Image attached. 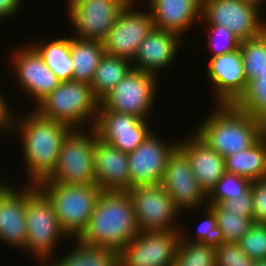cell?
I'll list each match as a JSON object with an SVG mask.
<instances>
[{
	"instance_id": "1",
	"label": "cell",
	"mask_w": 266,
	"mask_h": 266,
	"mask_svg": "<svg viewBox=\"0 0 266 266\" xmlns=\"http://www.w3.org/2000/svg\"><path fill=\"white\" fill-rule=\"evenodd\" d=\"M28 112L16 117L14 130L21 137V155L28 175L25 184L37 185L55 171L62 143L73 129L41 116L33 108Z\"/></svg>"
},
{
	"instance_id": "2",
	"label": "cell",
	"mask_w": 266,
	"mask_h": 266,
	"mask_svg": "<svg viewBox=\"0 0 266 266\" xmlns=\"http://www.w3.org/2000/svg\"><path fill=\"white\" fill-rule=\"evenodd\" d=\"M139 232L128 192L102 191L87 227L77 239L88 245L120 251Z\"/></svg>"
},
{
	"instance_id": "3",
	"label": "cell",
	"mask_w": 266,
	"mask_h": 266,
	"mask_svg": "<svg viewBox=\"0 0 266 266\" xmlns=\"http://www.w3.org/2000/svg\"><path fill=\"white\" fill-rule=\"evenodd\" d=\"M211 109L194 132L224 158L249 149L266 133L263 121L235 105L214 104Z\"/></svg>"
},
{
	"instance_id": "4",
	"label": "cell",
	"mask_w": 266,
	"mask_h": 266,
	"mask_svg": "<svg viewBox=\"0 0 266 266\" xmlns=\"http://www.w3.org/2000/svg\"><path fill=\"white\" fill-rule=\"evenodd\" d=\"M99 105L89 83L71 80L60 82L34 110L72 129H89L94 127Z\"/></svg>"
},
{
	"instance_id": "5",
	"label": "cell",
	"mask_w": 266,
	"mask_h": 266,
	"mask_svg": "<svg viewBox=\"0 0 266 266\" xmlns=\"http://www.w3.org/2000/svg\"><path fill=\"white\" fill-rule=\"evenodd\" d=\"M52 202L59 226L70 240L87 227L102 190L96 185L40 182L36 185Z\"/></svg>"
},
{
	"instance_id": "6",
	"label": "cell",
	"mask_w": 266,
	"mask_h": 266,
	"mask_svg": "<svg viewBox=\"0 0 266 266\" xmlns=\"http://www.w3.org/2000/svg\"><path fill=\"white\" fill-rule=\"evenodd\" d=\"M25 217L27 239L24 252L46 264L56 254V246L64 238L68 241V236L59 226L52 202L37 186L26 195Z\"/></svg>"
},
{
	"instance_id": "7",
	"label": "cell",
	"mask_w": 266,
	"mask_h": 266,
	"mask_svg": "<svg viewBox=\"0 0 266 266\" xmlns=\"http://www.w3.org/2000/svg\"><path fill=\"white\" fill-rule=\"evenodd\" d=\"M96 135L94 128L73 129L62 143L55 171L41 182L96 184L94 173Z\"/></svg>"
},
{
	"instance_id": "8",
	"label": "cell",
	"mask_w": 266,
	"mask_h": 266,
	"mask_svg": "<svg viewBox=\"0 0 266 266\" xmlns=\"http://www.w3.org/2000/svg\"><path fill=\"white\" fill-rule=\"evenodd\" d=\"M157 76L131 68L101 100L99 110H112L149 119L157 96Z\"/></svg>"
},
{
	"instance_id": "9",
	"label": "cell",
	"mask_w": 266,
	"mask_h": 266,
	"mask_svg": "<svg viewBox=\"0 0 266 266\" xmlns=\"http://www.w3.org/2000/svg\"><path fill=\"white\" fill-rule=\"evenodd\" d=\"M127 192L133 204L140 232L180 231L182 225L176 221L179 220L181 211L160 184L135 186Z\"/></svg>"
},
{
	"instance_id": "10",
	"label": "cell",
	"mask_w": 266,
	"mask_h": 266,
	"mask_svg": "<svg viewBox=\"0 0 266 266\" xmlns=\"http://www.w3.org/2000/svg\"><path fill=\"white\" fill-rule=\"evenodd\" d=\"M260 10L242 0H202L201 20L205 24L200 25H223L241 41L253 39L266 30Z\"/></svg>"
},
{
	"instance_id": "11",
	"label": "cell",
	"mask_w": 266,
	"mask_h": 266,
	"mask_svg": "<svg viewBox=\"0 0 266 266\" xmlns=\"http://www.w3.org/2000/svg\"><path fill=\"white\" fill-rule=\"evenodd\" d=\"M73 35L103 42L130 0H65Z\"/></svg>"
},
{
	"instance_id": "12",
	"label": "cell",
	"mask_w": 266,
	"mask_h": 266,
	"mask_svg": "<svg viewBox=\"0 0 266 266\" xmlns=\"http://www.w3.org/2000/svg\"><path fill=\"white\" fill-rule=\"evenodd\" d=\"M136 2L138 0H130L120 11L114 26L102 42L105 53L124 58L131 63L141 42L154 28L150 10H137Z\"/></svg>"
},
{
	"instance_id": "13",
	"label": "cell",
	"mask_w": 266,
	"mask_h": 266,
	"mask_svg": "<svg viewBox=\"0 0 266 266\" xmlns=\"http://www.w3.org/2000/svg\"><path fill=\"white\" fill-rule=\"evenodd\" d=\"M180 231H145L120 251V266H174Z\"/></svg>"
},
{
	"instance_id": "14",
	"label": "cell",
	"mask_w": 266,
	"mask_h": 266,
	"mask_svg": "<svg viewBox=\"0 0 266 266\" xmlns=\"http://www.w3.org/2000/svg\"><path fill=\"white\" fill-rule=\"evenodd\" d=\"M24 46V47H23ZM11 52L10 71L16 76L20 90L32 97L34 108L61 82L31 45H23Z\"/></svg>"
},
{
	"instance_id": "15",
	"label": "cell",
	"mask_w": 266,
	"mask_h": 266,
	"mask_svg": "<svg viewBox=\"0 0 266 266\" xmlns=\"http://www.w3.org/2000/svg\"><path fill=\"white\" fill-rule=\"evenodd\" d=\"M160 185L183 213L201 211L207 205V195L193 175L187 154L179 146L168 157Z\"/></svg>"
},
{
	"instance_id": "16",
	"label": "cell",
	"mask_w": 266,
	"mask_h": 266,
	"mask_svg": "<svg viewBox=\"0 0 266 266\" xmlns=\"http://www.w3.org/2000/svg\"><path fill=\"white\" fill-rule=\"evenodd\" d=\"M177 140L168 142L153 130L135 150L128 153L130 189L161 184L168 157L178 146Z\"/></svg>"
},
{
	"instance_id": "17",
	"label": "cell",
	"mask_w": 266,
	"mask_h": 266,
	"mask_svg": "<svg viewBox=\"0 0 266 266\" xmlns=\"http://www.w3.org/2000/svg\"><path fill=\"white\" fill-rule=\"evenodd\" d=\"M205 71L207 80L212 83L213 102L216 101L212 105H234L245 93L248 81L240 48L230 53L210 56Z\"/></svg>"
},
{
	"instance_id": "18",
	"label": "cell",
	"mask_w": 266,
	"mask_h": 266,
	"mask_svg": "<svg viewBox=\"0 0 266 266\" xmlns=\"http://www.w3.org/2000/svg\"><path fill=\"white\" fill-rule=\"evenodd\" d=\"M149 120L112 110H98L93 128L99 139L128 154L153 131Z\"/></svg>"
},
{
	"instance_id": "19",
	"label": "cell",
	"mask_w": 266,
	"mask_h": 266,
	"mask_svg": "<svg viewBox=\"0 0 266 266\" xmlns=\"http://www.w3.org/2000/svg\"><path fill=\"white\" fill-rule=\"evenodd\" d=\"M0 178V241L9 247L24 250L27 239L26 195L36 186L12 187ZM5 181V182H4ZM22 187V188H21ZM18 188V189H16Z\"/></svg>"
},
{
	"instance_id": "20",
	"label": "cell",
	"mask_w": 266,
	"mask_h": 266,
	"mask_svg": "<svg viewBox=\"0 0 266 266\" xmlns=\"http://www.w3.org/2000/svg\"><path fill=\"white\" fill-rule=\"evenodd\" d=\"M181 37L178 34L153 28L144 38L132 62V68L145 71L159 78L160 71L172 66L180 52ZM159 73V74H158Z\"/></svg>"
},
{
	"instance_id": "21",
	"label": "cell",
	"mask_w": 266,
	"mask_h": 266,
	"mask_svg": "<svg viewBox=\"0 0 266 266\" xmlns=\"http://www.w3.org/2000/svg\"><path fill=\"white\" fill-rule=\"evenodd\" d=\"M188 136V139H180L178 146L187 154L193 175L207 195L226 173L225 158L194 131Z\"/></svg>"
},
{
	"instance_id": "22",
	"label": "cell",
	"mask_w": 266,
	"mask_h": 266,
	"mask_svg": "<svg viewBox=\"0 0 266 266\" xmlns=\"http://www.w3.org/2000/svg\"><path fill=\"white\" fill-rule=\"evenodd\" d=\"M96 185L102 191L130 189L128 154L106 143L96 135L94 150Z\"/></svg>"
},
{
	"instance_id": "23",
	"label": "cell",
	"mask_w": 266,
	"mask_h": 266,
	"mask_svg": "<svg viewBox=\"0 0 266 266\" xmlns=\"http://www.w3.org/2000/svg\"><path fill=\"white\" fill-rule=\"evenodd\" d=\"M154 28L184 37V32L201 23L202 0H148ZM197 22V23H196Z\"/></svg>"
},
{
	"instance_id": "24",
	"label": "cell",
	"mask_w": 266,
	"mask_h": 266,
	"mask_svg": "<svg viewBox=\"0 0 266 266\" xmlns=\"http://www.w3.org/2000/svg\"><path fill=\"white\" fill-rule=\"evenodd\" d=\"M72 250L57 261H51L44 266H120L119 251L114 248L88 245L77 238ZM51 262V263H50Z\"/></svg>"
},
{
	"instance_id": "25",
	"label": "cell",
	"mask_w": 266,
	"mask_h": 266,
	"mask_svg": "<svg viewBox=\"0 0 266 266\" xmlns=\"http://www.w3.org/2000/svg\"><path fill=\"white\" fill-rule=\"evenodd\" d=\"M70 52L73 80L91 84L102 56L105 54L100 41L83 40L70 35Z\"/></svg>"
},
{
	"instance_id": "26",
	"label": "cell",
	"mask_w": 266,
	"mask_h": 266,
	"mask_svg": "<svg viewBox=\"0 0 266 266\" xmlns=\"http://www.w3.org/2000/svg\"><path fill=\"white\" fill-rule=\"evenodd\" d=\"M266 157V133L249 149L225 157L227 173L248 179L262 178Z\"/></svg>"
},
{
	"instance_id": "27",
	"label": "cell",
	"mask_w": 266,
	"mask_h": 266,
	"mask_svg": "<svg viewBox=\"0 0 266 266\" xmlns=\"http://www.w3.org/2000/svg\"><path fill=\"white\" fill-rule=\"evenodd\" d=\"M51 39V41L31 43V45L61 82L73 80L70 35Z\"/></svg>"
},
{
	"instance_id": "28",
	"label": "cell",
	"mask_w": 266,
	"mask_h": 266,
	"mask_svg": "<svg viewBox=\"0 0 266 266\" xmlns=\"http://www.w3.org/2000/svg\"><path fill=\"white\" fill-rule=\"evenodd\" d=\"M131 68L129 60L105 53L90 84L93 94L101 100Z\"/></svg>"
},
{
	"instance_id": "29",
	"label": "cell",
	"mask_w": 266,
	"mask_h": 266,
	"mask_svg": "<svg viewBox=\"0 0 266 266\" xmlns=\"http://www.w3.org/2000/svg\"><path fill=\"white\" fill-rule=\"evenodd\" d=\"M234 105L266 126V70L248 81L245 93Z\"/></svg>"
},
{
	"instance_id": "30",
	"label": "cell",
	"mask_w": 266,
	"mask_h": 266,
	"mask_svg": "<svg viewBox=\"0 0 266 266\" xmlns=\"http://www.w3.org/2000/svg\"><path fill=\"white\" fill-rule=\"evenodd\" d=\"M215 250L213 246L186 241L180 236L174 266H216Z\"/></svg>"
},
{
	"instance_id": "31",
	"label": "cell",
	"mask_w": 266,
	"mask_h": 266,
	"mask_svg": "<svg viewBox=\"0 0 266 266\" xmlns=\"http://www.w3.org/2000/svg\"><path fill=\"white\" fill-rule=\"evenodd\" d=\"M207 206L214 212L217 227L222 231L225 242L238 243L254 223L251 218L229 212L221 203Z\"/></svg>"
},
{
	"instance_id": "32",
	"label": "cell",
	"mask_w": 266,
	"mask_h": 266,
	"mask_svg": "<svg viewBox=\"0 0 266 266\" xmlns=\"http://www.w3.org/2000/svg\"><path fill=\"white\" fill-rule=\"evenodd\" d=\"M247 81L259 77L266 70V30L253 39L240 43Z\"/></svg>"
},
{
	"instance_id": "33",
	"label": "cell",
	"mask_w": 266,
	"mask_h": 266,
	"mask_svg": "<svg viewBox=\"0 0 266 266\" xmlns=\"http://www.w3.org/2000/svg\"><path fill=\"white\" fill-rule=\"evenodd\" d=\"M250 183L246 178L226 172L207 194V205L220 204L222 201L236 199L249 188Z\"/></svg>"
},
{
	"instance_id": "34",
	"label": "cell",
	"mask_w": 266,
	"mask_h": 266,
	"mask_svg": "<svg viewBox=\"0 0 266 266\" xmlns=\"http://www.w3.org/2000/svg\"><path fill=\"white\" fill-rule=\"evenodd\" d=\"M203 210L205 219L199 223L195 233L196 236L194 235V237H188L189 235L183 229V226L180 229V236L186 241L201 242L217 248L220 244L225 242V239L222 231L217 227L214 212L207 205L203 208Z\"/></svg>"
},
{
	"instance_id": "35",
	"label": "cell",
	"mask_w": 266,
	"mask_h": 266,
	"mask_svg": "<svg viewBox=\"0 0 266 266\" xmlns=\"http://www.w3.org/2000/svg\"><path fill=\"white\" fill-rule=\"evenodd\" d=\"M208 27V28H206ZM208 49L212 57L233 52L240 48L241 40L223 25H205ZM210 47V48H209Z\"/></svg>"
},
{
	"instance_id": "36",
	"label": "cell",
	"mask_w": 266,
	"mask_h": 266,
	"mask_svg": "<svg viewBox=\"0 0 266 266\" xmlns=\"http://www.w3.org/2000/svg\"><path fill=\"white\" fill-rule=\"evenodd\" d=\"M238 243L251 259L266 260V224L253 223Z\"/></svg>"
},
{
	"instance_id": "37",
	"label": "cell",
	"mask_w": 266,
	"mask_h": 266,
	"mask_svg": "<svg viewBox=\"0 0 266 266\" xmlns=\"http://www.w3.org/2000/svg\"><path fill=\"white\" fill-rule=\"evenodd\" d=\"M254 261L242 251L239 243L224 242L215 250L216 266H253Z\"/></svg>"
},
{
	"instance_id": "38",
	"label": "cell",
	"mask_w": 266,
	"mask_h": 266,
	"mask_svg": "<svg viewBox=\"0 0 266 266\" xmlns=\"http://www.w3.org/2000/svg\"><path fill=\"white\" fill-rule=\"evenodd\" d=\"M253 197V222L266 224V181L258 179L250 183Z\"/></svg>"
},
{
	"instance_id": "39",
	"label": "cell",
	"mask_w": 266,
	"mask_h": 266,
	"mask_svg": "<svg viewBox=\"0 0 266 266\" xmlns=\"http://www.w3.org/2000/svg\"><path fill=\"white\" fill-rule=\"evenodd\" d=\"M221 204L229 212L238 213L242 217L253 218V197L250 187L236 199L222 201Z\"/></svg>"
},
{
	"instance_id": "40",
	"label": "cell",
	"mask_w": 266,
	"mask_h": 266,
	"mask_svg": "<svg viewBox=\"0 0 266 266\" xmlns=\"http://www.w3.org/2000/svg\"><path fill=\"white\" fill-rule=\"evenodd\" d=\"M8 99L4 97L3 93L0 91V135H4L7 131L14 130V124L16 119V113L9 107ZM15 114V115H14Z\"/></svg>"
},
{
	"instance_id": "41",
	"label": "cell",
	"mask_w": 266,
	"mask_h": 266,
	"mask_svg": "<svg viewBox=\"0 0 266 266\" xmlns=\"http://www.w3.org/2000/svg\"><path fill=\"white\" fill-rule=\"evenodd\" d=\"M23 0H0V16L10 18L16 16L17 12H21L20 8L23 6Z\"/></svg>"
},
{
	"instance_id": "42",
	"label": "cell",
	"mask_w": 266,
	"mask_h": 266,
	"mask_svg": "<svg viewBox=\"0 0 266 266\" xmlns=\"http://www.w3.org/2000/svg\"><path fill=\"white\" fill-rule=\"evenodd\" d=\"M243 2H247L257 6L259 9H262L263 4H266V0H242Z\"/></svg>"
},
{
	"instance_id": "43",
	"label": "cell",
	"mask_w": 266,
	"mask_h": 266,
	"mask_svg": "<svg viewBox=\"0 0 266 266\" xmlns=\"http://www.w3.org/2000/svg\"><path fill=\"white\" fill-rule=\"evenodd\" d=\"M253 266H266V260H255Z\"/></svg>"
},
{
	"instance_id": "44",
	"label": "cell",
	"mask_w": 266,
	"mask_h": 266,
	"mask_svg": "<svg viewBox=\"0 0 266 266\" xmlns=\"http://www.w3.org/2000/svg\"><path fill=\"white\" fill-rule=\"evenodd\" d=\"M264 181H266V157H265V168H264V173H263V176L262 178Z\"/></svg>"
}]
</instances>
